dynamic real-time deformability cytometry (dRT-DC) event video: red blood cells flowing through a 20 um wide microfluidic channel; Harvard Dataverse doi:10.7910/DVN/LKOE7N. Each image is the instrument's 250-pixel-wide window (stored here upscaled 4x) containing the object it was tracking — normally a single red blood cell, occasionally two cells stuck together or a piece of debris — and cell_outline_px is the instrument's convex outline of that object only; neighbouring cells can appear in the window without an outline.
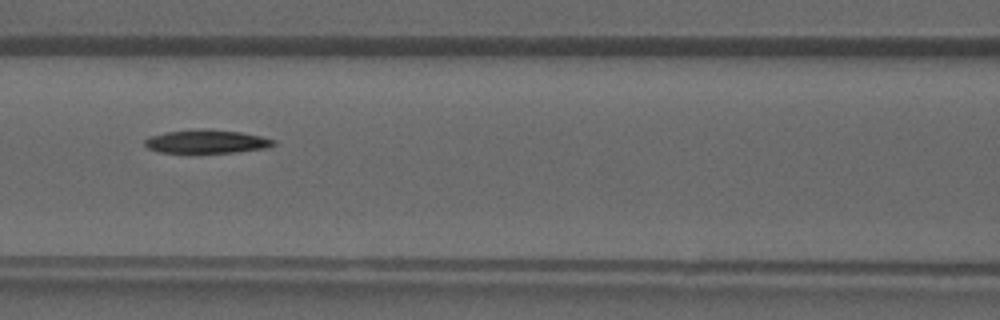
{"species": "common noctule bat (a hibernating species)", "species_latin": "Nyctalus noctula", "temperature_condition": "warm", "stored_images_in_passage": 34, "camera_frame_rate_fps": 3000, "um_per_image_px": 0.085, "animal": {"sex": "male", "forearm_length_mm": 52.5}, "frame": {"image": 1, "passage_image": 12, "time_ms": 3.667, "image_size_px": [1000, 320], "cell_outline_px": [[276, 144], [264, 148], [236, 152], [160, 152], [148, 148], [144, 144], [144, 140], [152, 136], [168, 132], [200, 128], [208, 128], [240, 132], [260, 136], [276, 140]], "centroid_in_image_um": [17.58, 12.01], "position_along_channel_um": 149.0, "area_um2": 17.4}}
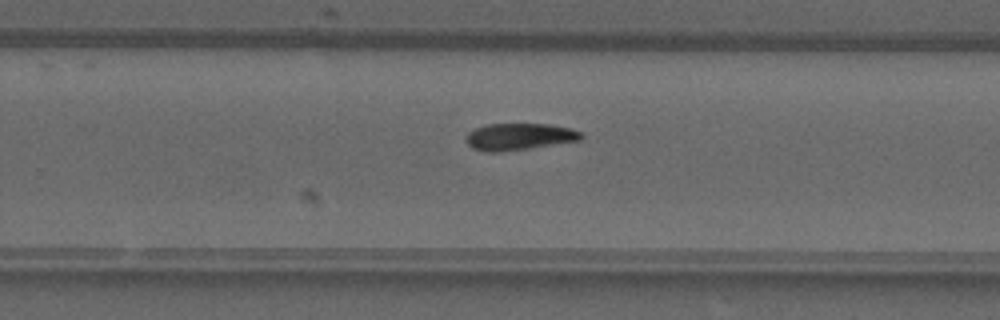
{"frame": {"image": 2, "passage_image": 20, "time_ms": 6.333, "image_size_px": [1000, 320], "cell_outline_px": [[584, 136], [580, 140], [528, 148], [500, 152], [488, 152], [472, 148], [464, 140], [468, 132], [476, 128], [488, 124], [548, 124], [572, 128], [580, 132]], "centroid_in_image_um": [44.11, 11.61], "position_along_channel_um": 285.7, "area_um2": 17.92}}
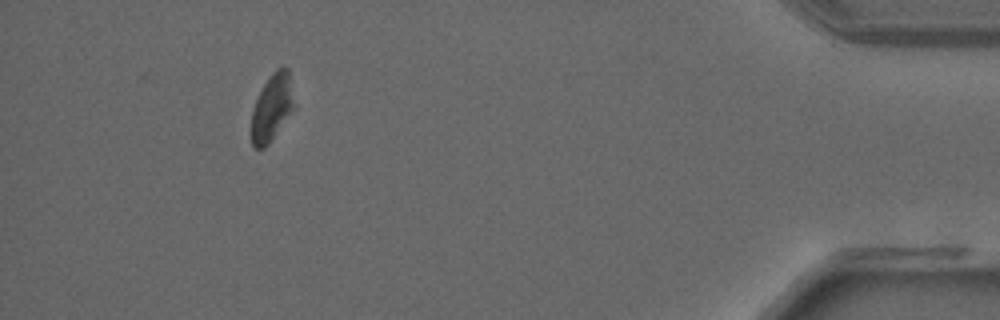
{"frame": {"image": 3, "passage_image": 31, "time_ms": 10.0, "image_size_px": [1000, 320], "cell_outline_px": [[296, 108], [268, 144], [264, 148], [252, 148], [252, 108], [264, 84], [272, 72], [276, 68], [288, 68]], "centroid_in_image_um": [23.14, 9.15], "position_along_channel_um": 412.1, "area_um2": 16.7}}